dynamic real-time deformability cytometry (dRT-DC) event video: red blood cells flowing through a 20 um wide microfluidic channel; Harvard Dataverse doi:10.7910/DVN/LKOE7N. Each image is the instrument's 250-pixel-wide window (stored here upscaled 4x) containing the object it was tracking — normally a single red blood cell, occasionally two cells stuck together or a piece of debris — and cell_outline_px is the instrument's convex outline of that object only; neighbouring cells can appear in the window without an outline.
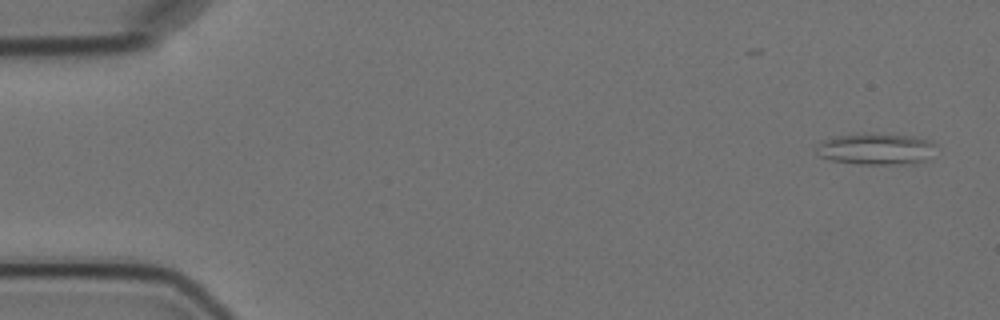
{"species": "Egyptian fruit bat (a non-hibernating species)", "species_latin": "Rousettus aegyptiacus", "temperature_condition": "cold", "stored_images_in_passage": 12, "camera_frame_rate_fps": 3000, "um_per_image_px": 0.085, "animal": {"sex": "female"}, "frame": {"image": 1, "passage_image": 1, "time_ms": 0.0, "image_size_px": [1000, 320], "cell_outline_px": [[936, 144], [928, 160], [916, 164], [856, 164], [832, 160], [820, 156], [816, 152], [816, 148], [824, 140], [836, 136], [912, 136], [932, 140]], "centroid_in_image_um": [74.53, 12.72], "position_along_channel_um": 10.5, "area_um2": 21.15}}
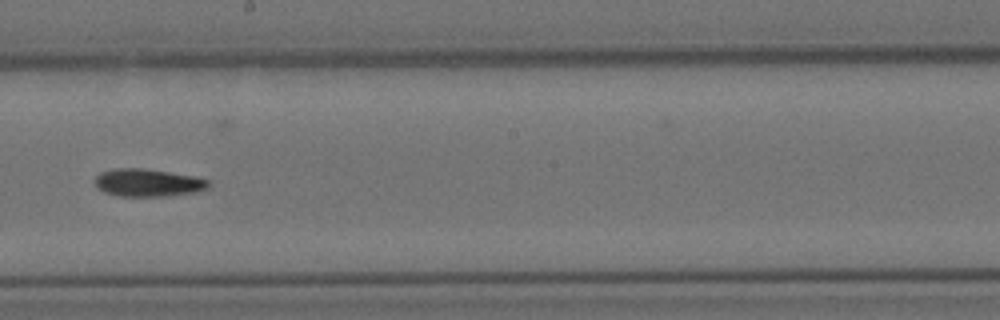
{"frame": {"image": 2, "passage_image": 7, "time_ms": 10.667, "image_size_px": [1000, 320], "cell_outline_px": [[208, 188], [196, 192], [168, 196], [116, 196], [104, 192], [96, 188], [96, 176], [100, 172], [116, 168], [144, 168], [196, 176], [208, 180]], "centroid_in_image_um": [12.56, 15.53], "position_along_channel_um": 235.6, "area_um2": 18.44}}
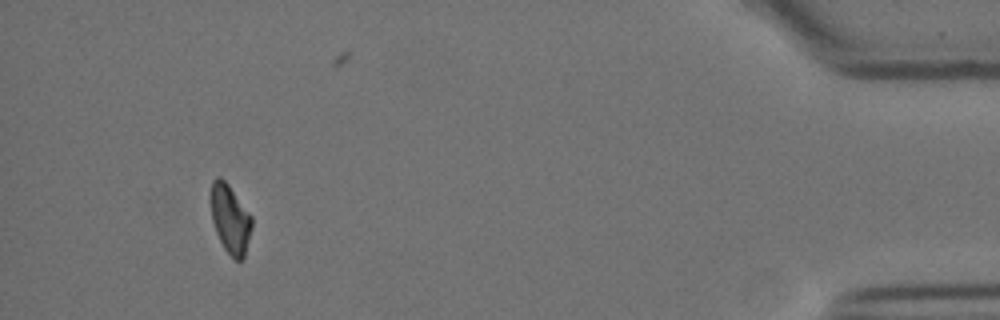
{"frame": {"image": 3, "passage_image": 12, "time_ms": 17.667, "image_size_px": [1000, 320], "cell_outline_px": [[252, 228], [244, 256], [240, 260], [236, 260], [224, 248], [216, 232], [212, 220], [212, 180], [216, 176], [220, 176], [228, 184], [252, 216]], "centroid_in_image_um": [19.58, 18.6], "position_along_channel_um": 415.6, "area_um2": 16.07}, "authors_computed_cell_mechanics": {"area_um2": 17.918, "velocity_mm_per_s": 3.5343, "shape_relaxation_time_tau1_ms": 9.0242, "shape_relaxation_time_tau2_ms": null, "deformation_change_tau1": 0.183, "deformation_change_tau2": null}}